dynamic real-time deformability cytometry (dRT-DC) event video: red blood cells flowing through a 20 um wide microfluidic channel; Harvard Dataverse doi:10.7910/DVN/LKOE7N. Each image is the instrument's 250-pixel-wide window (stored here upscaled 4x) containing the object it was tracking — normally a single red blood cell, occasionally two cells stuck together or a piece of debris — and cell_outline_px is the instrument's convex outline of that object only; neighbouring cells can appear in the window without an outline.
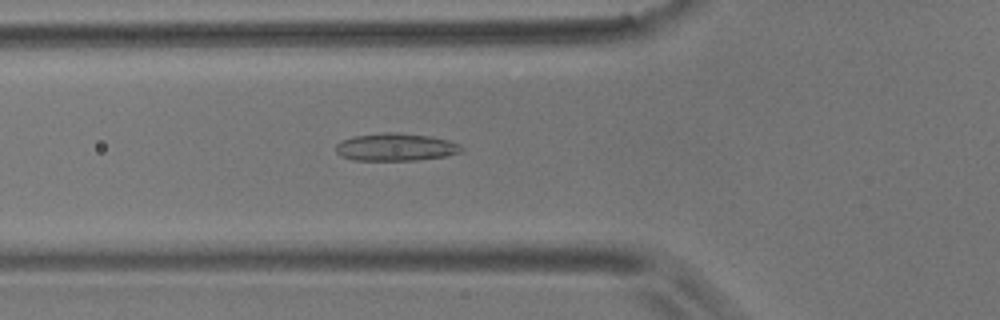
{"species": "common noctule bat (a hibernating species)", "species_latin": "Nyctalus noctula", "temperature_condition": "room temperature", "stored_images_in_passage": 48, "camera_frame_rate_fps": 3000, "um_per_image_px": 0.085, "animal": {"sex": "male", "body_mass_g": 17.9}, "frame": {"image": 1, "passage_image": 12, "time_ms": 3.667, "image_size_px": [1000, 320], "cell_outline_px": [[464, 148], [460, 152], [448, 156], [416, 160], [352, 160], [340, 156], [336, 152], [336, 144], [340, 140], [352, 136], [384, 132], [396, 132], [432, 136], [448, 140], [460, 144]], "centroid_in_image_um": [33.62, 12.5], "position_along_channel_um": 92.2, "area_um2": 20.52}}
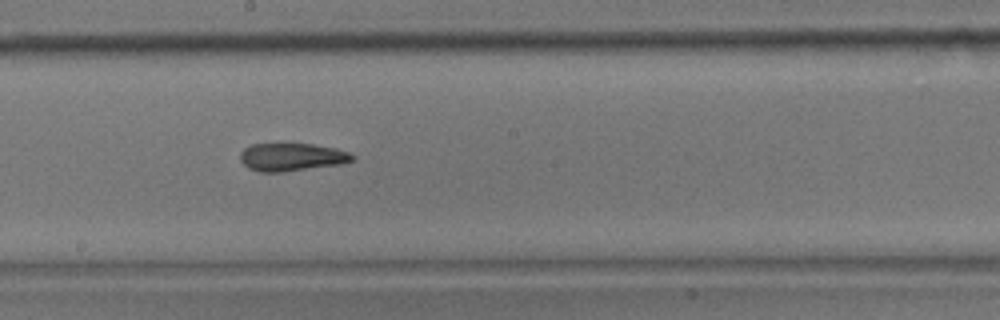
{"frame": {"image": 2, "passage_image": 23, "time_ms": 7.333, "image_size_px": [1000, 320], "cell_outline_px": [[356, 156], [352, 160], [340, 164], [280, 172], [260, 172], [248, 168], [240, 160], [240, 152], [244, 148], [252, 144], [312, 144], [336, 148], [348, 152]], "centroid_in_image_um": [24.77, 13.34], "position_along_channel_um": 223.4, "area_um2": 18.09}}
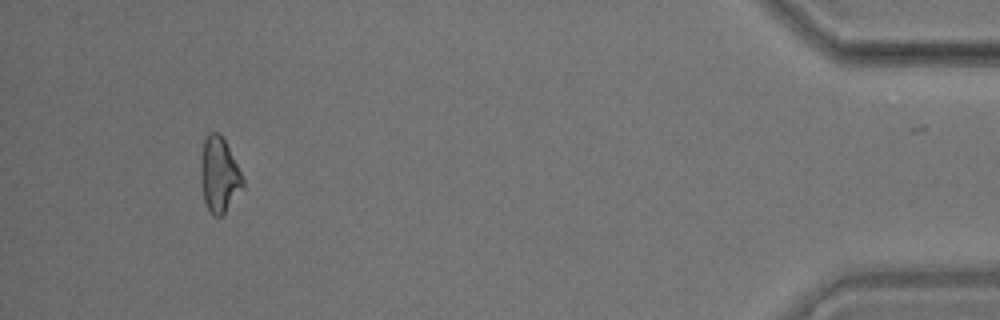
{"frame": {"image": 3, "passage_image": 45, "time_ms": 14.667, "image_size_px": [1000, 320], "cell_outline_px": [[244, 188], [224, 212], [220, 216], [212, 216], [204, 200], [200, 184], [200, 160], [204, 140], [208, 132], [216, 132], [224, 140], [244, 180]], "centroid_in_image_um": [18.6, 14.88], "position_along_channel_um": 416.6, "area_um2": 18.26}, "authors_computed_cell_mechanics": {"area_um2": 18.5538, "velocity_mm_per_s": 3.5577, "shape_relaxation_time_tau1_ms": 11.0871, "shape_relaxation_time_tau2_ms": 3.9441, "deformation_change_tau1": 0.1582, "deformation_change_tau2": 0.1253}}